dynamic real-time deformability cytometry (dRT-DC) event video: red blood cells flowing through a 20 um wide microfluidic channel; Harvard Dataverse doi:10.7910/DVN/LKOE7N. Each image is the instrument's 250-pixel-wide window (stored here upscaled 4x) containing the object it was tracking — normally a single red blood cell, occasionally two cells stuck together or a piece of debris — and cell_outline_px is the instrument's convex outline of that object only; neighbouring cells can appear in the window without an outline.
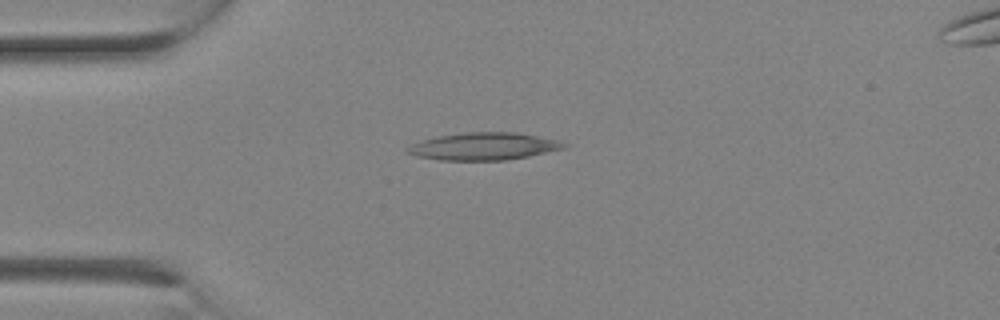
{"species": "Egyptian fruit bat (a non-hibernating species)", "species_latin": "Rousettus aegyptiacus", "temperature_condition": "room temperature", "stored_images_in_passage": 3, "camera_frame_rate_fps": 3000, "um_per_image_px": 0.085, "animal": {"sex": "female"}, "frame": {"image": 1, "passage_image": 1, "time_ms": 0.0, "image_size_px": [1000, 320], "cell_outline_px": [[568, 148], [528, 156], [504, 160], [440, 160], [416, 156], [404, 152], [404, 148], [412, 144], [424, 140], [440, 136], [464, 132], [516, 132], [560, 140], [568, 144]], "centroid_in_image_um": [41.15, 12.44], "position_along_channel_um": 43.9, "area_um2": 25.09}}